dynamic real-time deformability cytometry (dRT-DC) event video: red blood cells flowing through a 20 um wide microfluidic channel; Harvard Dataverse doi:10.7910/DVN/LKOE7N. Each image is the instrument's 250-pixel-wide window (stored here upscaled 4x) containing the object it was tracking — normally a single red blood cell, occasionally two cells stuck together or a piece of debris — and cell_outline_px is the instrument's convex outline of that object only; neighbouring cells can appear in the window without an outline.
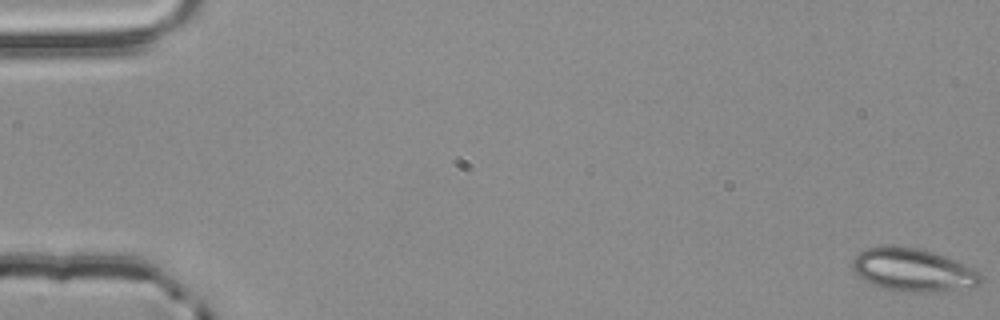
{"species": "common noctule bat (a hibernating species)", "species_latin": "Nyctalus noctula", "temperature_condition": "room temperature", "stored_images_in_passage": 55, "camera_frame_rate_fps": 3000, "um_per_image_px": 0.085, "animal": {"sex": "male", "body_mass_g": 20.4}, "frame": {"image": 1, "passage_image": 1, "time_ms": 0.0, "image_size_px": [1000, 320], "cell_outline_px": [[984, 280], [980, 284], [972, 288], [932, 292], [904, 292], [884, 288], [872, 284], [864, 280], [852, 268], [852, 260], [860, 252], [868, 248], [892, 244], [916, 248], [932, 252], [944, 256], [964, 264], [980, 272]], "centroid_in_image_um": [77.64, 22.95], "position_along_channel_um": 7.4, "area_um2": 32.31}}
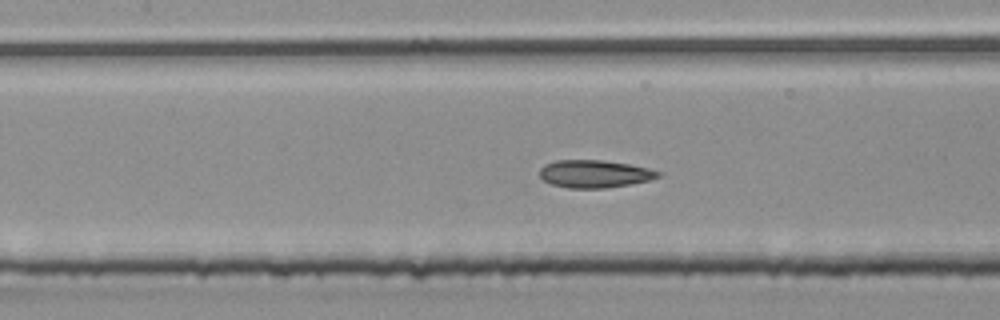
{"frame": {"image": 2, "passage_image": 26, "time_ms": 8.333, "image_size_px": [1000, 320], "cell_outline_px": [[660, 176], [652, 180], [608, 188], [568, 188], [552, 184], [544, 180], [540, 176], [540, 168], [544, 164], [556, 160], [600, 160], [628, 164], [648, 168], [660, 172]], "centroid_in_image_um": [50.53, 14.78], "position_along_channel_um": 156.9, "area_um2": 19.07}}
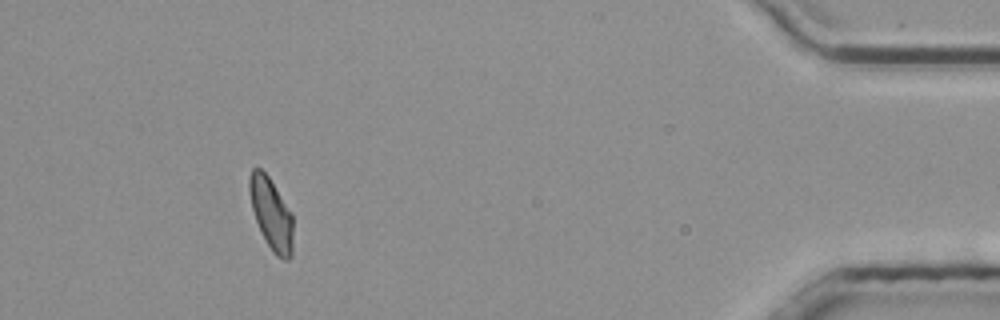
{"frame": {"image": 3, "passage_image": 51, "time_ms": 16.667, "image_size_px": [1000, 320], "cell_outline_px": [[292, 256], [288, 260], [284, 260], [276, 256], [272, 252], [260, 232], [252, 208], [248, 188], [248, 176], [252, 168], [260, 168], [268, 176], [292, 212]], "centroid_in_image_um": [23.04, 18.18], "position_along_channel_um": 412.2, "area_um2": 18.38}, "authors_computed_cell_mechanics": {"area_um2": 18.9006, "velocity_mm_per_s": 3.8346, "shape_relaxation_time_tau1_ms": 3.6781, "shape_relaxation_time_tau2_ms": 1.869, "deformation_change_tau1": 0.1242, "deformation_change_tau2": 0.0867}}